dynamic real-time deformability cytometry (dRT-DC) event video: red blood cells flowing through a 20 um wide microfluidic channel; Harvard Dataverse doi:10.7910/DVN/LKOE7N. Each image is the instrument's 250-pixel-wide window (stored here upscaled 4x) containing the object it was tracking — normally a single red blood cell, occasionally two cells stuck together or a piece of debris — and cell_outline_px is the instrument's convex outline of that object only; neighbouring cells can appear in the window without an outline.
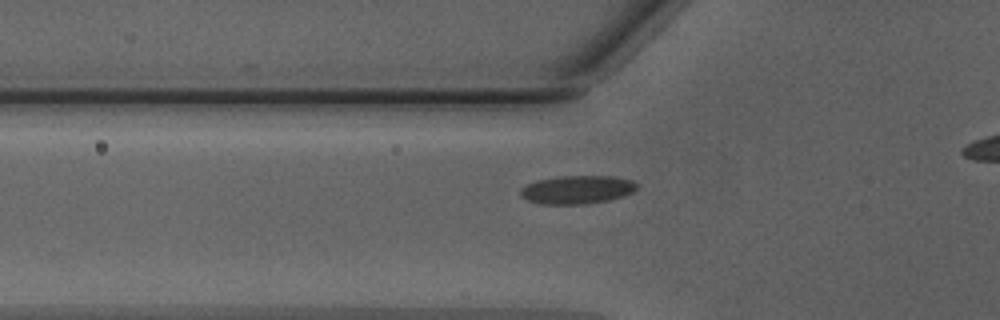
{"species": "Egyptian fruit bat (a non-hibernating species)", "species_latin": "Rousettus aegyptiacus", "temperature_condition": "warm", "stored_images_in_passage": 31, "camera_frame_rate_fps": 3000, "um_per_image_px": 0.085, "animal": {"sex": "male"}, "frame": {"image": 1, "passage_image": 5, "time_ms": 1.333, "image_size_px": [1000, 320], "cell_outline_px": [[636, 188], [632, 192], [624, 196], [608, 200], [588, 204], [540, 204], [528, 200], [520, 196], [520, 188], [536, 180], [564, 176], [612, 176], [632, 180], [636, 184]], "centroid_in_image_um": [49.04, 16.13], "position_along_channel_um": 76.8, "area_um2": 19.19}}
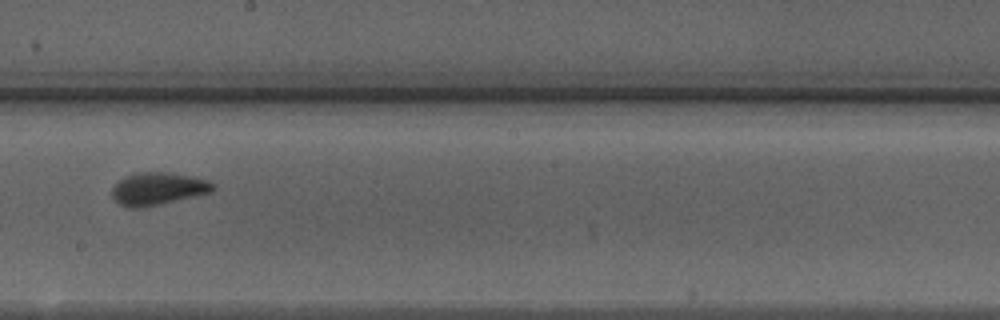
{"frame": {"image": 2, "passage_image": 16, "time_ms": 5.0, "image_size_px": [1000, 320], "cell_outline_px": [[216, 184], [212, 192], [144, 208], [128, 208], [120, 204], [112, 196], [112, 188], [120, 180], [128, 176], [140, 172], [168, 172], [208, 180]], "centroid_in_image_um": [13.44, 16.06], "position_along_channel_um": 234.8, "area_um2": 19.02}}
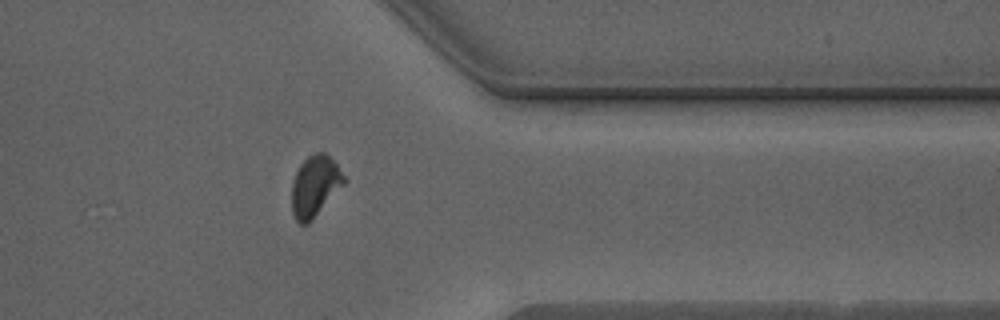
{"frame": {"image": 3, "passage_image": 27, "time_ms": 8.667, "image_size_px": [1000, 320], "cell_outline_px": [[348, 180], [312, 220], [308, 224], [300, 224], [296, 220], [292, 212], [292, 184], [296, 172], [300, 164], [312, 152], [324, 152], [336, 164]], "centroid_in_image_um": [26.77, 15.81], "position_along_channel_um": 384.6, "area_um2": 18.55}, "authors_computed_cell_mechanics": {"area_um2": 18.6116, "velocity_mm_per_s": 4.3047, "shape_relaxation_time_tau1_ms": 4.1849, "shape_relaxation_time_tau2_ms": null, "deformation_change_tau1": 0.1304, "deformation_change_tau2": null}}